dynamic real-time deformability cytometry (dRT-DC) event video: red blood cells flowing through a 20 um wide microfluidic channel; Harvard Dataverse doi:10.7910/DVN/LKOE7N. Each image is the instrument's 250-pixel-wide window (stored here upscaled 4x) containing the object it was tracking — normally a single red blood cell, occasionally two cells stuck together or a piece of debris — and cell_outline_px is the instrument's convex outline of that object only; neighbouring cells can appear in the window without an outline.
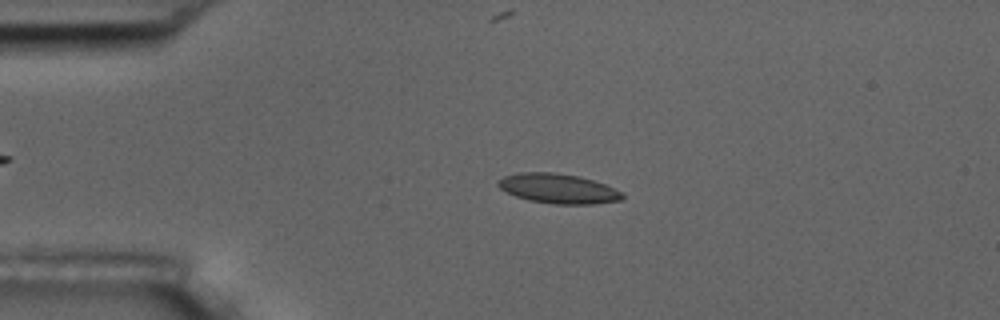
{"species": "common noctule bat (a hibernating species)", "species_latin": "Nyctalus noctula", "temperature_condition": "room temperature", "stored_images_in_passage": 56, "camera_frame_rate_fps": 3000, "um_per_image_px": 0.085, "animal": {"sex": "male", "body_mass_g": 17.5, "forearm_length_mm": 52.3}, "frame": {"image": 1, "passage_image": 12, "time_ms": 3.667, "image_size_px": [1000, 320], "cell_outline_px": [[624, 196], [620, 200], [592, 204], [556, 204], [528, 200], [516, 196], [500, 188], [496, 184], [496, 180], [504, 176], [520, 172], [556, 172], [580, 176], [604, 184], [620, 192]], "centroid_in_image_um": [47.39, 16.01], "position_along_channel_um": 37.6, "area_um2": 21.39}}
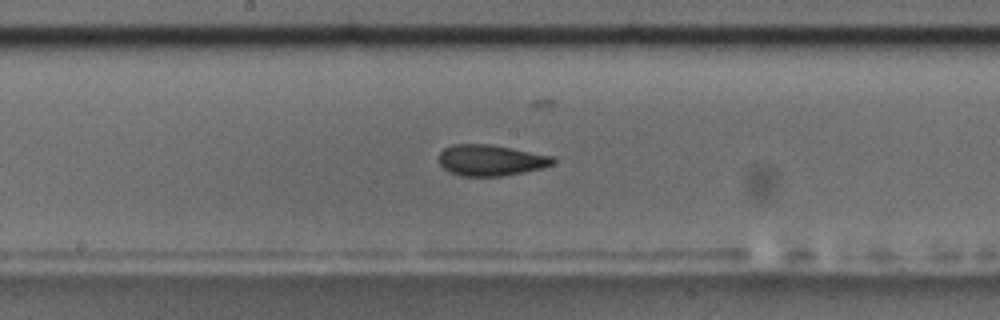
{"frame": {"image": 2, "passage_image": 29, "time_ms": 9.333, "image_size_px": [1000, 320], "cell_outline_px": [[556, 160], [552, 164], [540, 168], [524, 172], [500, 176], [460, 176], [448, 172], [440, 164], [440, 152], [444, 148], [452, 144], [492, 144], [552, 156]], "centroid_in_image_um": [41.68, 13.62], "position_along_channel_um": 206.5, "area_um2": 20.58}}
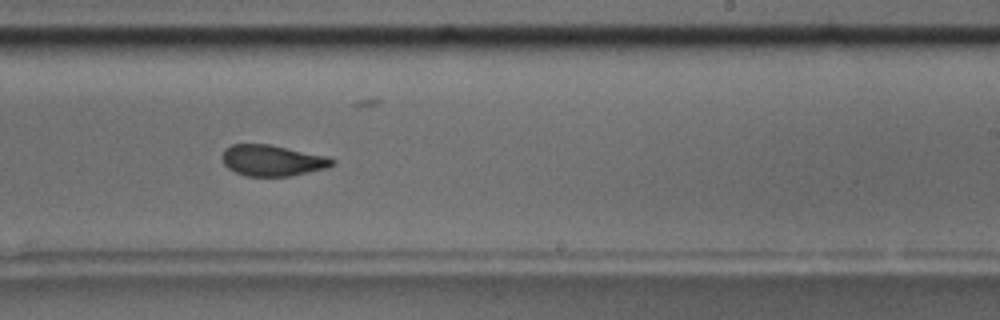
{"frame": {"image": 3, "passage_image": 34, "time_ms": 11.0, "image_size_px": [1000, 320], "cell_outline_px": [[336, 164], [328, 168], [292, 176], [244, 176], [228, 168], [224, 164], [220, 156], [224, 148], [232, 144], [268, 144], [328, 156], [336, 160]], "centroid_in_image_um": [23.16, 13.64], "position_along_channel_um": 265.8, "area_um2": 20.23}, "authors_computed_cell_mechanics": {"area_um2": 20.7791, "velocity_mm_per_s": 3.5754, "shape_relaxation_time_tau1_ms": 8.3332, "shape_relaxation_time_tau2_ms": 1.9484, "deformation_change_tau1": 0.1775, "deformation_change_tau2": 0.0788}}